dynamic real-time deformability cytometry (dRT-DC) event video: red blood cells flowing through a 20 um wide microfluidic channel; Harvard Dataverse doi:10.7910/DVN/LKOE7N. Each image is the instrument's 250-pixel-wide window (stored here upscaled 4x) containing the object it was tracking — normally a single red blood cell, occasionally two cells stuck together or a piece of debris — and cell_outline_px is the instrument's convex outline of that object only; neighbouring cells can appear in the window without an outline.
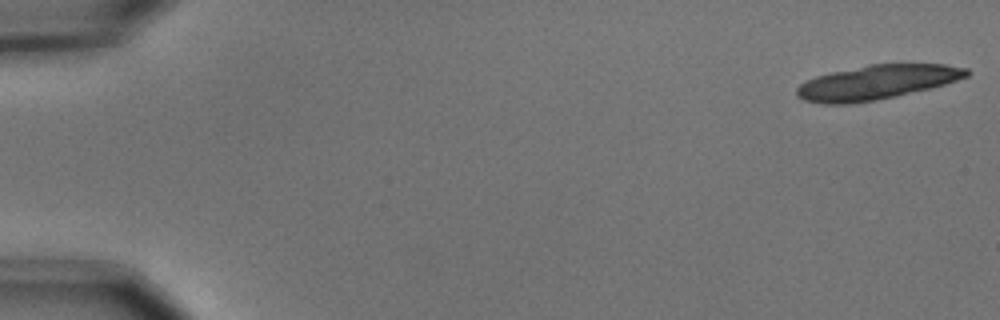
{"species": "common noctule bat (a hibernating species)", "species_latin": "Nyctalus noctula", "temperature_condition": "cold", "stored_images_in_passage": 21, "camera_frame_rate_fps": 3000, "um_per_image_px": 0.085, "animal": {"sex": "male", "body_mass_g": 15.6}, "frame": {"image": 1, "passage_image": 1, "time_ms": 0.0, "image_size_px": [1000, 320], "cell_outline_px": [[968, 76], [944, 84], [896, 96], [876, 100], [848, 104], [820, 104], [804, 100], [796, 96], [796, 88], [800, 84], [816, 76], [832, 72], [868, 64], [944, 64], [968, 68]], "centroid_in_image_um": [74.48, 7.0], "position_along_channel_um": 10.5, "area_um2": 33.81}}